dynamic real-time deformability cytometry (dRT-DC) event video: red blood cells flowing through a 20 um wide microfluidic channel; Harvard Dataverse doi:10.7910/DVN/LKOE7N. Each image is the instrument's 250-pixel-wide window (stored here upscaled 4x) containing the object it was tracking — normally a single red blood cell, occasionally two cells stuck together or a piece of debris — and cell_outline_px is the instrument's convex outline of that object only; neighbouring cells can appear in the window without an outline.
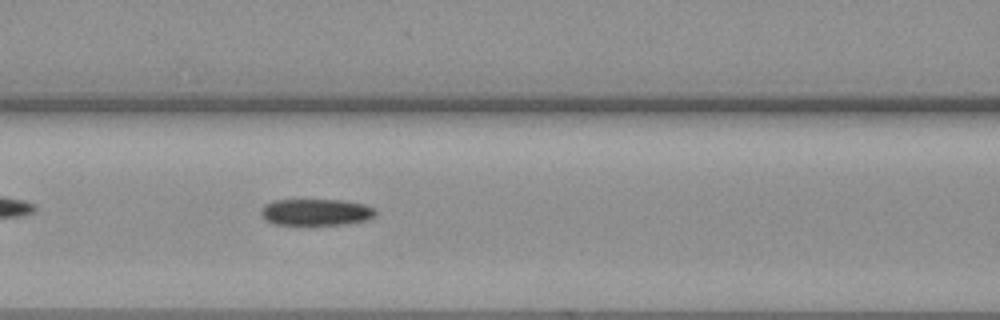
{"species": "common noctule bat (a hibernating species)", "species_latin": "Nyctalus noctula", "temperature_condition": "warm", "stored_images_in_passage": 44, "camera_frame_rate_fps": 3000, "um_per_image_px": 0.085, "animal": {"sex": "female", "body_mass_g": 19.3, "forearm_length_mm": 54.1}, "frame": {"image": 1, "passage_image": 10, "time_ms": 3.0, "image_size_px": [1000, 320], "cell_outline_px": [[376, 216], [368, 220], [344, 224], [276, 224], [268, 220], [260, 212], [260, 208], [264, 204], [272, 200], [344, 200], [364, 204], [376, 208]], "centroid_in_image_um": [26.91, 18.01], "position_along_channel_um": 139.7, "area_um2": 17.74}}
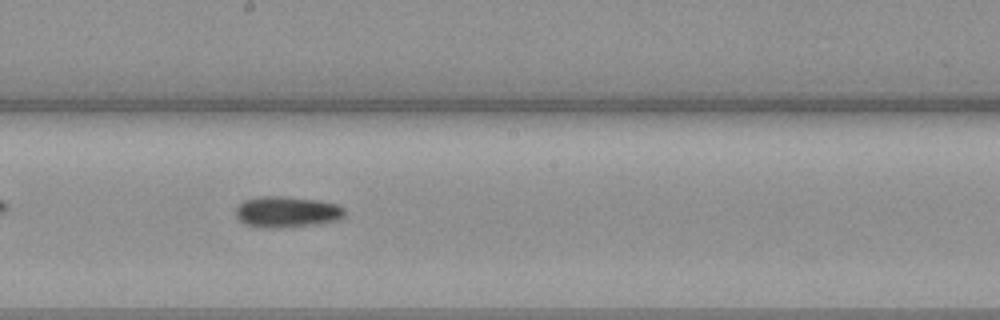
{"frame": {"image": 2, "passage_image": 17, "time_ms": 5.333, "image_size_px": [1000, 320], "cell_outline_px": [[344, 216], [336, 220], [312, 224], [280, 228], [256, 228], [244, 224], [236, 216], [236, 208], [244, 200], [256, 196], [288, 196], [320, 200], [336, 204], [344, 208]], "centroid_in_image_um": [24.33, 18.0], "position_along_channel_um": 223.9, "area_um2": 19.88}}
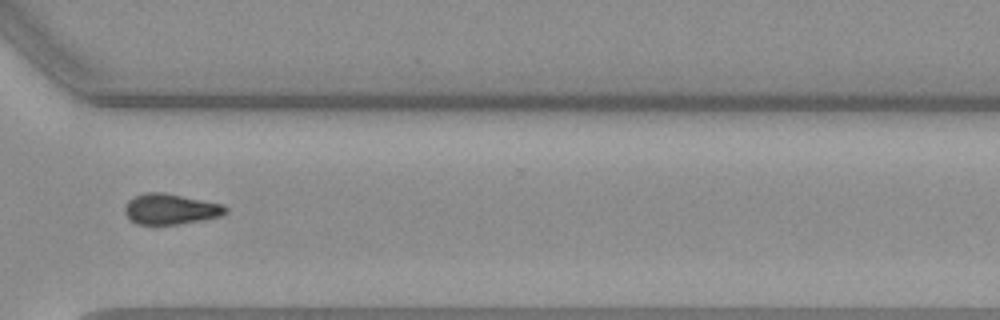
{"frame": {"image": 3, "passage_image": 28, "time_ms": 9.0, "image_size_px": [1000, 320], "cell_outline_px": [[228, 212], [220, 216], [204, 220], [176, 224], [136, 224], [124, 212], [124, 208], [128, 200], [132, 196], [144, 192], [164, 192], [224, 204], [228, 208]], "centroid_in_image_um": [14.51, 17.75], "position_along_channel_um": 356.1, "area_um2": 18.15}}